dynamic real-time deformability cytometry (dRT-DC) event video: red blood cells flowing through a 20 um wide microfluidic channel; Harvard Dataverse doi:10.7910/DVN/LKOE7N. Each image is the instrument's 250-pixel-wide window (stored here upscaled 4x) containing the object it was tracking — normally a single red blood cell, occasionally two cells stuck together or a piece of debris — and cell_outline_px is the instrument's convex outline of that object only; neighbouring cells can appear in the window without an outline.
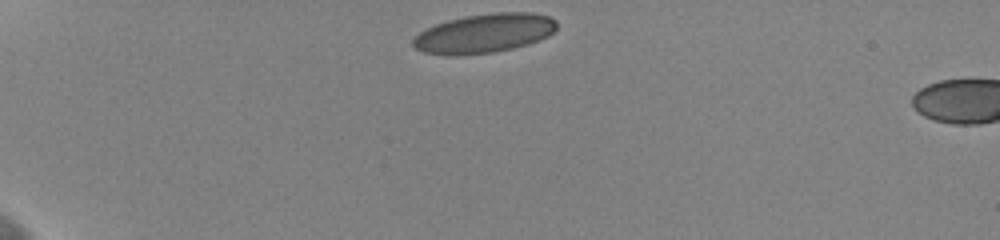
{"species": "human", "species_latin": "Homo sapiens", "temperature_condition": "cold", "stored_images_in_passage": 4, "camera_frame_rate_fps": 3000, "um_per_image_px": 0.085, "donor": {"sex": "female"}, "frame": {"image": 1, "passage_image": 1, "time_ms": 0.0, "image_size_px": [1000, 240], "cell_outline_px": [[556, 28], [548, 36], [528, 44], [512, 48], [492, 52], [424, 52], [416, 48], [412, 44], [412, 40], [420, 32], [436, 24], [448, 20], [464, 16], [496, 12], [532, 12], [548, 16], [556, 20]], "centroid_in_image_um": [41.24, 2.77], "position_along_channel_um": 43.8, "area_um2": 31.62}}